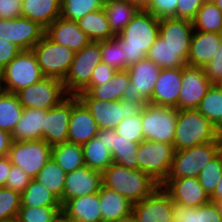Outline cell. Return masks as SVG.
<instances>
[{"label":"cell","mask_w":222,"mask_h":222,"mask_svg":"<svg viewBox=\"0 0 222 222\" xmlns=\"http://www.w3.org/2000/svg\"><path fill=\"white\" fill-rule=\"evenodd\" d=\"M158 37L159 19L148 11H138L114 39L122 48L128 68L147 56Z\"/></svg>","instance_id":"1"},{"label":"cell","mask_w":222,"mask_h":222,"mask_svg":"<svg viewBox=\"0 0 222 222\" xmlns=\"http://www.w3.org/2000/svg\"><path fill=\"white\" fill-rule=\"evenodd\" d=\"M103 185L121 194L132 204L151 195L160 185L139 169L112 163L102 172Z\"/></svg>","instance_id":"2"},{"label":"cell","mask_w":222,"mask_h":222,"mask_svg":"<svg viewBox=\"0 0 222 222\" xmlns=\"http://www.w3.org/2000/svg\"><path fill=\"white\" fill-rule=\"evenodd\" d=\"M218 129L197 109L178 110L173 145L184 150L217 139Z\"/></svg>","instance_id":"3"},{"label":"cell","mask_w":222,"mask_h":222,"mask_svg":"<svg viewBox=\"0 0 222 222\" xmlns=\"http://www.w3.org/2000/svg\"><path fill=\"white\" fill-rule=\"evenodd\" d=\"M44 77L34 52L23 50L0 71V90L16 93Z\"/></svg>","instance_id":"4"},{"label":"cell","mask_w":222,"mask_h":222,"mask_svg":"<svg viewBox=\"0 0 222 222\" xmlns=\"http://www.w3.org/2000/svg\"><path fill=\"white\" fill-rule=\"evenodd\" d=\"M130 83L124 91L123 102L140 108L149 103L161 68L147 57L127 69Z\"/></svg>","instance_id":"5"},{"label":"cell","mask_w":222,"mask_h":222,"mask_svg":"<svg viewBox=\"0 0 222 222\" xmlns=\"http://www.w3.org/2000/svg\"><path fill=\"white\" fill-rule=\"evenodd\" d=\"M175 151L173 144L144 140L136 153L138 169L161 186L170 173Z\"/></svg>","instance_id":"6"},{"label":"cell","mask_w":222,"mask_h":222,"mask_svg":"<svg viewBox=\"0 0 222 222\" xmlns=\"http://www.w3.org/2000/svg\"><path fill=\"white\" fill-rule=\"evenodd\" d=\"M178 110L171 106L151 103L141 107V122L144 140L173 144Z\"/></svg>","instance_id":"7"},{"label":"cell","mask_w":222,"mask_h":222,"mask_svg":"<svg viewBox=\"0 0 222 222\" xmlns=\"http://www.w3.org/2000/svg\"><path fill=\"white\" fill-rule=\"evenodd\" d=\"M102 62L100 41H91L83 49L75 52L74 60L62 81L68 95L77 96L91 82L95 67Z\"/></svg>","instance_id":"8"},{"label":"cell","mask_w":222,"mask_h":222,"mask_svg":"<svg viewBox=\"0 0 222 222\" xmlns=\"http://www.w3.org/2000/svg\"><path fill=\"white\" fill-rule=\"evenodd\" d=\"M38 65L45 77L64 80L67 76L75 52L67 46H62L51 40L46 34L32 48Z\"/></svg>","instance_id":"9"},{"label":"cell","mask_w":222,"mask_h":222,"mask_svg":"<svg viewBox=\"0 0 222 222\" xmlns=\"http://www.w3.org/2000/svg\"><path fill=\"white\" fill-rule=\"evenodd\" d=\"M219 152L218 138L213 142L175 151L167 178H198L203 167Z\"/></svg>","instance_id":"10"},{"label":"cell","mask_w":222,"mask_h":222,"mask_svg":"<svg viewBox=\"0 0 222 222\" xmlns=\"http://www.w3.org/2000/svg\"><path fill=\"white\" fill-rule=\"evenodd\" d=\"M15 94L23 108L41 110H49L69 96L62 80L53 77H44Z\"/></svg>","instance_id":"11"},{"label":"cell","mask_w":222,"mask_h":222,"mask_svg":"<svg viewBox=\"0 0 222 222\" xmlns=\"http://www.w3.org/2000/svg\"><path fill=\"white\" fill-rule=\"evenodd\" d=\"M52 147L44 140L13 141L8 152L12 165L20 167L35 179L39 171L51 158Z\"/></svg>","instance_id":"12"},{"label":"cell","mask_w":222,"mask_h":222,"mask_svg":"<svg viewBox=\"0 0 222 222\" xmlns=\"http://www.w3.org/2000/svg\"><path fill=\"white\" fill-rule=\"evenodd\" d=\"M77 97L90 111L99 129H116L136 109L131 103L122 100L104 102L94 99L88 92H80Z\"/></svg>","instance_id":"13"},{"label":"cell","mask_w":222,"mask_h":222,"mask_svg":"<svg viewBox=\"0 0 222 222\" xmlns=\"http://www.w3.org/2000/svg\"><path fill=\"white\" fill-rule=\"evenodd\" d=\"M44 34L45 28L31 19H0V39L15 44L21 51L32 50Z\"/></svg>","instance_id":"14"},{"label":"cell","mask_w":222,"mask_h":222,"mask_svg":"<svg viewBox=\"0 0 222 222\" xmlns=\"http://www.w3.org/2000/svg\"><path fill=\"white\" fill-rule=\"evenodd\" d=\"M212 85L203 68L185 65L177 110L197 109Z\"/></svg>","instance_id":"15"},{"label":"cell","mask_w":222,"mask_h":222,"mask_svg":"<svg viewBox=\"0 0 222 222\" xmlns=\"http://www.w3.org/2000/svg\"><path fill=\"white\" fill-rule=\"evenodd\" d=\"M173 201L159 186L151 195L133 204L132 215L136 222H173Z\"/></svg>","instance_id":"16"},{"label":"cell","mask_w":222,"mask_h":222,"mask_svg":"<svg viewBox=\"0 0 222 222\" xmlns=\"http://www.w3.org/2000/svg\"><path fill=\"white\" fill-rule=\"evenodd\" d=\"M161 186L173 202L187 207H199L211 202L198 178H167Z\"/></svg>","instance_id":"17"},{"label":"cell","mask_w":222,"mask_h":222,"mask_svg":"<svg viewBox=\"0 0 222 222\" xmlns=\"http://www.w3.org/2000/svg\"><path fill=\"white\" fill-rule=\"evenodd\" d=\"M99 127L90 111L71 95V116L68 129V142L83 145L96 137Z\"/></svg>","instance_id":"18"},{"label":"cell","mask_w":222,"mask_h":222,"mask_svg":"<svg viewBox=\"0 0 222 222\" xmlns=\"http://www.w3.org/2000/svg\"><path fill=\"white\" fill-rule=\"evenodd\" d=\"M102 185V172L86 165L68 172L63 190V204L76 197L98 193Z\"/></svg>","instance_id":"19"},{"label":"cell","mask_w":222,"mask_h":222,"mask_svg":"<svg viewBox=\"0 0 222 222\" xmlns=\"http://www.w3.org/2000/svg\"><path fill=\"white\" fill-rule=\"evenodd\" d=\"M70 116L71 95L59 105L46 110L45 133L42 140L51 147L68 142Z\"/></svg>","instance_id":"20"},{"label":"cell","mask_w":222,"mask_h":222,"mask_svg":"<svg viewBox=\"0 0 222 222\" xmlns=\"http://www.w3.org/2000/svg\"><path fill=\"white\" fill-rule=\"evenodd\" d=\"M182 86V68L161 69L149 103L177 109Z\"/></svg>","instance_id":"21"},{"label":"cell","mask_w":222,"mask_h":222,"mask_svg":"<svg viewBox=\"0 0 222 222\" xmlns=\"http://www.w3.org/2000/svg\"><path fill=\"white\" fill-rule=\"evenodd\" d=\"M45 34L54 42L67 46L74 52L83 49L91 42L89 37L79 28L76 21L58 17L45 29Z\"/></svg>","instance_id":"22"},{"label":"cell","mask_w":222,"mask_h":222,"mask_svg":"<svg viewBox=\"0 0 222 222\" xmlns=\"http://www.w3.org/2000/svg\"><path fill=\"white\" fill-rule=\"evenodd\" d=\"M193 32L191 20L174 17L159 19V36L175 50H190Z\"/></svg>","instance_id":"23"},{"label":"cell","mask_w":222,"mask_h":222,"mask_svg":"<svg viewBox=\"0 0 222 222\" xmlns=\"http://www.w3.org/2000/svg\"><path fill=\"white\" fill-rule=\"evenodd\" d=\"M62 215L73 222H102L99 194L84 195L67 200L62 205Z\"/></svg>","instance_id":"24"},{"label":"cell","mask_w":222,"mask_h":222,"mask_svg":"<svg viewBox=\"0 0 222 222\" xmlns=\"http://www.w3.org/2000/svg\"><path fill=\"white\" fill-rule=\"evenodd\" d=\"M221 42L222 37L219 33L194 30L187 65L203 68L212 60Z\"/></svg>","instance_id":"25"},{"label":"cell","mask_w":222,"mask_h":222,"mask_svg":"<svg viewBox=\"0 0 222 222\" xmlns=\"http://www.w3.org/2000/svg\"><path fill=\"white\" fill-rule=\"evenodd\" d=\"M46 110L24 108L23 114L15 126L13 141L42 140L45 133Z\"/></svg>","instance_id":"26"},{"label":"cell","mask_w":222,"mask_h":222,"mask_svg":"<svg viewBox=\"0 0 222 222\" xmlns=\"http://www.w3.org/2000/svg\"><path fill=\"white\" fill-rule=\"evenodd\" d=\"M98 194L102 222H114L132 215L133 204L121 194L104 185Z\"/></svg>","instance_id":"27"},{"label":"cell","mask_w":222,"mask_h":222,"mask_svg":"<svg viewBox=\"0 0 222 222\" xmlns=\"http://www.w3.org/2000/svg\"><path fill=\"white\" fill-rule=\"evenodd\" d=\"M22 17L36 21L46 29L61 17V0H22Z\"/></svg>","instance_id":"28"},{"label":"cell","mask_w":222,"mask_h":222,"mask_svg":"<svg viewBox=\"0 0 222 222\" xmlns=\"http://www.w3.org/2000/svg\"><path fill=\"white\" fill-rule=\"evenodd\" d=\"M190 50H175L171 48L160 36L151 46L147 58L161 69L183 68L187 65Z\"/></svg>","instance_id":"29"},{"label":"cell","mask_w":222,"mask_h":222,"mask_svg":"<svg viewBox=\"0 0 222 222\" xmlns=\"http://www.w3.org/2000/svg\"><path fill=\"white\" fill-rule=\"evenodd\" d=\"M173 222H222V212L217 203L187 207L173 202Z\"/></svg>","instance_id":"30"},{"label":"cell","mask_w":222,"mask_h":222,"mask_svg":"<svg viewBox=\"0 0 222 222\" xmlns=\"http://www.w3.org/2000/svg\"><path fill=\"white\" fill-rule=\"evenodd\" d=\"M76 22L78 23L79 28L91 41L99 42L113 39L115 37L110 29L107 16L103 8L86 14Z\"/></svg>","instance_id":"31"},{"label":"cell","mask_w":222,"mask_h":222,"mask_svg":"<svg viewBox=\"0 0 222 222\" xmlns=\"http://www.w3.org/2000/svg\"><path fill=\"white\" fill-rule=\"evenodd\" d=\"M130 83L128 71H117L111 80L103 85L94 86L88 93L100 101H118L122 100L124 91Z\"/></svg>","instance_id":"32"},{"label":"cell","mask_w":222,"mask_h":222,"mask_svg":"<svg viewBox=\"0 0 222 222\" xmlns=\"http://www.w3.org/2000/svg\"><path fill=\"white\" fill-rule=\"evenodd\" d=\"M51 157L66 172L85 166L82 145L65 142L52 147Z\"/></svg>","instance_id":"33"},{"label":"cell","mask_w":222,"mask_h":222,"mask_svg":"<svg viewBox=\"0 0 222 222\" xmlns=\"http://www.w3.org/2000/svg\"><path fill=\"white\" fill-rule=\"evenodd\" d=\"M82 147L85 165L90 169L103 172L113 163L112 154L102 138L94 137Z\"/></svg>","instance_id":"34"},{"label":"cell","mask_w":222,"mask_h":222,"mask_svg":"<svg viewBox=\"0 0 222 222\" xmlns=\"http://www.w3.org/2000/svg\"><path fill=\"white\" fill-rule=\"evenodd\" d=\"M66 174L67 173L51 157L39 171L35 179L54 194L63 205V190Z\"/></svg>","instance_id":"35"},{"label":"cell","mask_w":222,"mask_h":222,"mask_svg":"<svg viewBox=\"0 0 222 222\" xmlns=\"http://www.w3.org/2000/svg\"><path fill=\"white\" fill-rule=\"evenodd\" d=\"M103 9L114 35H118L139 11L125 0L108 3L104 5Z\"/></svg>","instance_id":"36"},{"label":"cell","mask_w":222,"mask_h":222,"mask_svg":"<svg viewBox=\"0 0 222 222\" xmlns=\"http://www.w3.org/2000/svg\"><path fill=\"white\" fill-rule=\"evenodd\" d=\"M23 109L15 93L0 90V129L12 133Z\"/></svg>","instance_id":"37"},{"label":"cell","mask_w":222,"mask_h":222,"mask_svg":"<svg viewBox=\"0 0 222 222\" xmlns=\"http://www.w3.org/2000/svg\"><path fill=\"white\" fill-rule=\"evenodd\" d=\"M21 206L26 207H62L60 200L48 191L36 179L21 193Z\"/></svg>","instance_id":"38"},{"label":"cell","mask_w":222,"mask_h":222,"mask_svg":"<svg viewBox=\"0 0 222 222\" xmlns=\"http://www.w3.org/2000/svg\"><path fill=\"white\" fill-rule=\"evenodd\" d=\"M140 143L132 142L123 136L117 134L113 129V163L127 167L129 169H138L137 150Z\"/></svg>","instance_id":"39"},{"label":"cell","mask_w":222,"mask_h":222,"mask_svg":"<svg viewBox=\"0 0 222 222\" xmlns=\"http://www.w3.org/2000/svg\"><path fill=\"white\" fill-rule=\"evenodd\" d=\"M191 21L195 31L219 33L222 27V11L212 0L205 1Z\"/></svg>","instance_id":"40"},{"label":"cell","mask_w":222,"mask_h":222,"mask_svg":"<svg viewBox=\"0 0 222 222\" xmlns=\"http://www.w3.org/2000/svg\"><path fill=\"white\" fill-rule=\"evenodd\" d=\"M197 110L217 129L222 127V90L213 84Z\"/></svg>","instance_id":"41"},{"label":"cell","mask_w":222,"mask_h":222,"mask_svg":"<svg viewBox=\"0 0 222 222\" xmlns=\"http://www.w3.org/2000/svg\"><path fill=\"white\" fill-rule=\"evenodd\" d=\"M101 0H61V17L78 21L86 14L102 9Z\"/></svg>","instance_id":"42"},{"label":"cell","mask_w":222,"mask_h":222,"mask_svg":"<svg viewBox=\"0 0 222 222\" xmlns=\"http://www.w3.org/2000/svg\"><path fill=\"white\" fill-rule=\"evenodd\" d=\"M62 207H26L20 206L16 220L18 222H56L62 215Z\"/></svg>","instance_id":"43"},{"label":"cell","mask_w":222,"mask_h":222,"mask_svg":"<svg viewBox=\"0 0 222 222\" xmlns=\"http://www.w3.org/2000/svg\"><path fill=\"white\" fill-rule=\"evenodd\" d=\"M222 176V154L219 152L205 167L200 171L198 180L209 195L213 194L215 187L217 186Z\"/></svg>","instance_id":"44"},{"label":"cell","mask_w":222,"mask_h":222,"mask_svg":"<svg viewBox=\"0 0 222 222\" xmlns=\"http://www.w3.org/2000/svg\"><path fill=\"white\" fill-rule=\"evenodd\" d=\"M117 134L132 142L144 141L141 122V107L133 110L126 119H123L115 129Z\"/></svg>","instance_id":"45"},{"label":"cell","mask_w":222,"mask_h":222,"mask_svg":"<svg viewBox=\"0 0 222 222\" xmlns=\"http://www.w3.org/2000/svg\"><path fill=\"white\" fill-rule=\"evenodd\" d=\"M21 194L7 187H0V222L15 220L21 206Z\"/></svg>","instance_id":"46"},{"label":"cell","mask_w":222,"mask_h":222,"mask_svg":"<svg viewBox=\"0 0 222 222\" xmlns=\"http://www.w3.org/2000/svg\"><path fill=\"white\" fill-rule=\"evenodd\" d=\"M100 49L102 62H105L116 71H125L128 69L122 48L114 38L100 41Z\"/></svg>","instance_id":"47"},{"label":"cell","mask_w":222,"mask_h":222,"mask_svg":"<svg viewBox=\"0 0 222 222\" xmlns=\"http://www.w3.org/2000/svg\"><path fill=\"white\" fill-rule=\"evenodd\" d=\"M177 0H151L148 12L156 18H176Z\"/></svg>","instance_id":"48"},{"label":"cell","mask_w":222,"mask_h":222,"mask_svg":"<svg viewBox=\"0 0 222 222\" xmlns=\"http://www.w3.org/2000/svg\"><path fill=\"white\" fill-rule=\"evenodd\" d=\"M31 180L32 178H30L20 167L11 165L10 174L7 177L5 187L21 194Z\"/></svg>","instance_id":"49"},{"label":"cell","mask_w":222,"mask_h":222,"mask_svg":"<svg viewBox=\"0 0 222 222\" xmlns=\"http://www.w3.org/2000/svg\"><path fill=\"white\" fill-rule=\"evenodd\" d=\"M203 69L212 84H217L222 78V42L219 43L212 60L208 62Z\"/></svg>","instance_id":"50"},{"label":"cell","mask_w":222,"mask_h":222,"mask_svg":"<svg viewBox=\"0 0 222 222\" xmlns=\"http://www.w3.org/2000/svg\"><path fill=\"white\" fill-rule=\"evenodd\" d=\"M117 71L105 62L98 64L92 74L90 84L82 91L89 92L96 85H103L112 79Z\"/></svg>","instance_id":"51"},{"label":"cell","mask_w":222,"mask_h":222,"mask_svg":"<svg viewBox=\"0 0 222 222\" xmlns=\"http://www.w3.org/2000/svg\"><path fill=\"white\" fill-rule=\"evenodd\" d=\"M176 18L192 20L205 0H177Z\"/></svg>","instance_id":"52"},{"label":"cell","mask_w":222,"mask_h":222,"mask_svg":"<svg viewBox=\"0 0 222 222\" xmlns=\"http://www.w3.org/2000/svg\"><path fill=\"white\" fill-rule=\"evenodd\" d=\"M22 17V0H0V19Z\"/></svg>","instance_id":"53"},{"label":"cell","mask_w":222,"mask_h":222,"mask_svg":"<svg viewBox=\"0 0 222 222\" xmlns=\"http://www.w3.org/2000/svg\"><path fill=\"white\" fill-rule=\"evenodd\" d=\"M21 50L13 43L0 39V71L3 70Z\"/></svg>","instance_id":"54"},{"label":"cell","mask_w":222,"mask_h":222,"mask_svg":"<svg viewBox=\"0 0 222 222\" xmlns=\"http://www.w3.org/2000/svg\"><path fill=\"white\" fill-rule=\"evenodd\" d=\"M12 142L11 133L0 129V157L8 155Z\"/></svg>","instance_id":"55"},{"label":"cell","mask_w":222,"mask_h":222,"mask_svg":"<svg viewBox=\"0 0 222 222\" xmlns=\"http://www.w3.org/2000/svg\"><path fill=\"white\" fill-rule=\"evenodd\" d=\"M11 165L8 156L0 157V187H5L7 177L10 174Z\"/></svg>","instance_id":"56"},{"label":"cell","mask_w":222,"mask_h":222,"mask_svg":"<svg viewBox=\"0 0 222 222\" xmlns=\"http://www.w3.org/2000/svg\"><path fill=\"white\" fill-rule=\"evenodd\" d=\"M97 138H102L103 142L107 146L108 150L112 152L113 149V129H99L96 135Z\"/></svg>","instance_id":"57"},{"label":"cell","mask_w":222,"mask_h":222,"mask_svg":"<svg viewBox=\"0 0 222 222\" xmlns=\"http://www.w3.org/2000/svg\"><path fill=\"white\" fill-rule=\"evenodd\" d=\"M210 201L212 203H219L222 201V176L215 187L213 194L210 196Z\"/></svg>","instance_id":"58"},{"label":"cell","mask_w":222,"mask_h":222,"mask_svg":"<svg viewBox=\"0 0 222 222\" xmlns=\"http://www.w3.org/2000/svg\"><path fill=\"white\" fill-rule=\"evenodd\" d=\"M135 6L139 11H148L151 0H125Z\"/></svg>","instance_id":"59"},{"label":"cell","mask_w":222,"mask_h":222,"mask_svg":"<svg viewBox=\"0 0 222 222\" xmlns=\"http://www.w3.org/2000/svg\"><path fill=\"white\" fill-rule=\"evenodd\" d=\"M114 222H136V221L134 220L133 215H129L128 217L119 219V220L114 221Z\"/></svg>","instance_id":"60"},{"label":"cell","mask_w":222,"mask_h":222,"mask_svg":"<svg viewBox=\"0 0 222 222\" xmlns=\"http://www.w3.org/2000/svg\"><path fill=\"white\" fill-rule=\"evenodd\" d=\"M217 138L219 140L220 152L222 154V127L218 129V136H217Z\"/></svg>","instance_id":"61"},{"label":"cell","mask_w":222,"mask_h":222,"mask_svg":"<svg viewBox=\"0 0 222 222\" xmlns=\"http://www.w3.org/2000/svg\"><path fill=\"white\" fill-rule=\"evenodd\" d=\"M212 2L222 11V0H212Z\"/></svg>","instance_id":"62"},{"label":"cell","mask_w":222,"mask_h":222,"mask_svg":"<svg viewBox=\"0 0 222 222\" xmlns=\"http://www.w3.org/2000/svg\"><path fill=\"white\" fill-rule=\"evenodd\" d=\"M56 222H73V221H70L68 219H66L63 215H61L57 220Z\"/></svg>","instance_id":"63"},{"label":"cell","mask_w":222,"mask_h":222,"mask_svg":"<svg viewBox=\"0 0 222 222\" xmlns=\"http://www.w3.org/2000/svg\"><path fill=\"white\" fill-rule=\"evenodd\" d=\"M115 1H119V0H101L103 5H106L108 3H112V2H115Z\"/></svg>","instance_id":"64"},{"label":"cell","mask_w":222,"mask_h":222,"mask_svg":"<svg viewBox=\"0 0 222 222\" xmlns=\"http://www.w3.org/2000/svg\"><path fill=\"white\" fill-rule=\"evenodd\" d=\"M215 85L218 86L222 90V78Z\"/></svg>","instance_id":"65"},{"label":"cell","mask_w":222,"mask_h":222,"mask_svg":"<svg viewBox=\"0 0 222 222\" xmlns=\"http://www.w3.org/2000/svg\"><path fill=\"white\" fill-rule=\"evenodd\" d=\"M218 205H219V208H220V210H221V212H222V201H220L219 203H217Z\"/></svg>","instance_id":"66"},{"label":"cell","mask_w":222,"mask_h":222,"mask_svg":"<svg viewBox=\"0 0 222 222\" xmlns=\"http://www.w3.org/2000/svg\"><path fill=\"white\" fill-rule=\"evenodd\" d=\"M6 222H18V221L15 219V220L6 221Z\"/></svg>","instance_id":"67"},{"label":"cell","mask_w":222,"mask_h":222,"mask_svg":"<svg viewBox=\"0 0 222 222\" xmlns=\"http://www.w3.org/2000/svg\"><path fill=\"white\" fill-rule=\"evenodd\" d=\"M219 34H220V36L222 37V27H221V30H220Z\"/></svg>","instance_id":"68"}]
</instances>
